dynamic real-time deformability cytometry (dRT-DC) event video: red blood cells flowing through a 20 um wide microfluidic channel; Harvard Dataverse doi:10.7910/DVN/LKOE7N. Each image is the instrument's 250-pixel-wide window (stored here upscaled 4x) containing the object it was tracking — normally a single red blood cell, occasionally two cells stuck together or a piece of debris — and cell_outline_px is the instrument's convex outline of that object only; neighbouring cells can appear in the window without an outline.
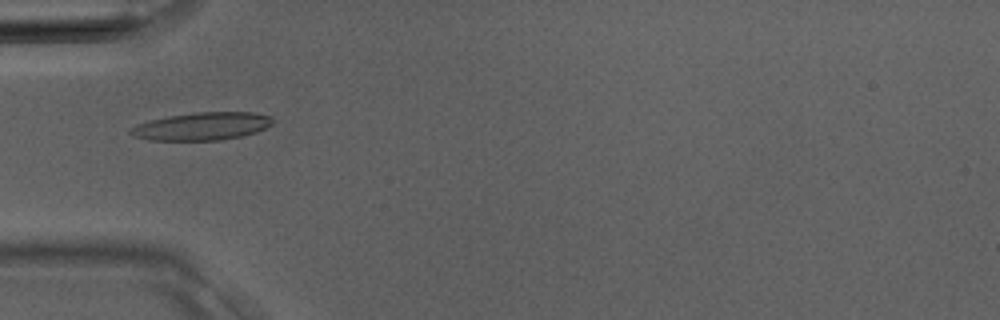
{"species": "Egyptian fruit bat (a non-hibernating species)", "species_latin": "Rousettus aegyptiacus", "temperature_condition": "room temperature", "stored_images_in_passage": 36, "camera_frame_rate_fps": 3000, "um_per_image_px": 0.085, "animal": {"sex": "male"}, "frame": {"image": 1, "passage_image": 12, "time_ms": 3.667, "image_size_px": [1000, 320], "cell_outline_px": [[272, 124], [268, 128], [256, 132], [240, 136], [220, 140], [148, 140], [132, 136], [128, 132], [128, 128], [136, 124], [148, 120], [168, 116], [192, 112], [252, 112], [272, 116]], "centroid_in_image_um": [17.12, 10.73], "position_along_channel_um": 67.9, "area_um2": 23.29}}
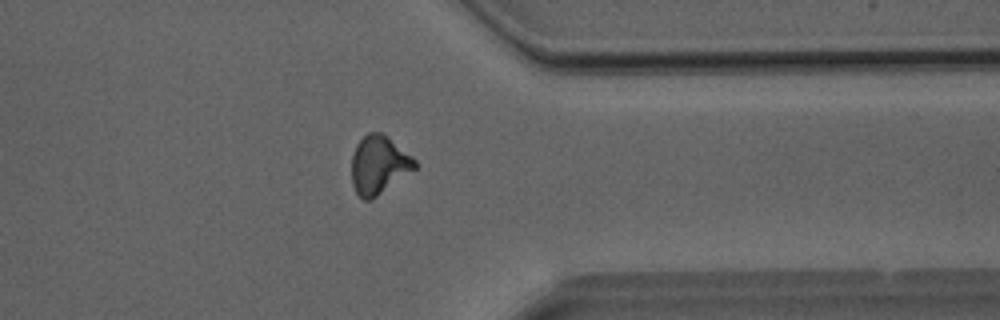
{"frame": {"image": 2, "passage_image": 29, "time_ms": 9.333, "image_size_px": [1000, 320], "cell_outline_px": [[416, 168], [372, 200], [364, 200], [356, 192], [352, 184], [352, 156], [356, 144], [368, 132], [380, 132], [388, 136], [412, 156], [416, 160]], "centroid_in_image_um": [32.2, 14.01], "position_along_channel_um": 379.2, "area_um2": 21.44}}
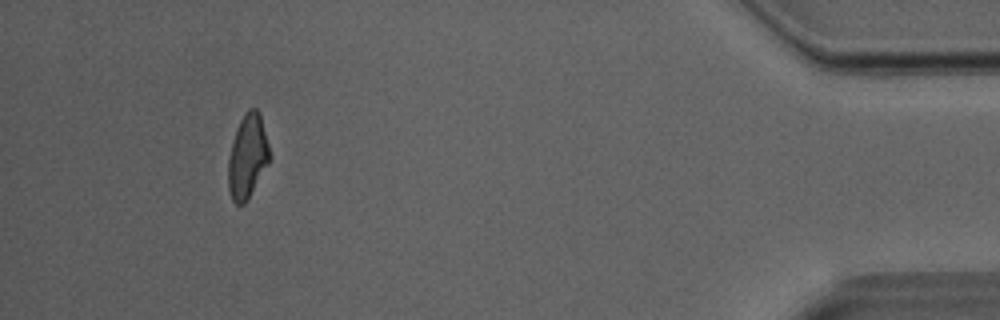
{"frame": {"image": 3, "passage_image": 34, "time_ms": 11.0, "image_size_px": [1000, 320], "cell_outline_px": [[268, 164], [248, 200], [244, 204], [236, 204], [232, 200], [228, 188], [228, 156], [232, 140], [236, 128], [244, 112], [248, 108], [256, 108], [260, 112], [268, 144]], "centroid_in_image_um": [21.01, 13.29], "position_along_channel_um": 414.2, "area_um2": 20.29}}